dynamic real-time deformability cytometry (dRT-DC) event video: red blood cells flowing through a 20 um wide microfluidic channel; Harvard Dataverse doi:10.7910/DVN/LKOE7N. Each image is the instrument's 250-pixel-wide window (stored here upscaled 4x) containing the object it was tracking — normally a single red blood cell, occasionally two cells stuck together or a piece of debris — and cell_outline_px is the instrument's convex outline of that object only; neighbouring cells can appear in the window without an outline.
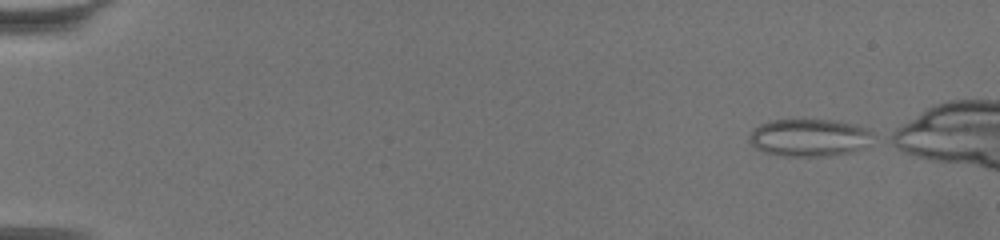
{"species": "common noctule bat (a hibernating species)", "species_latin": "Nyctalus noctula", "temperature_condition": "warm", "stored_images_in_passage": 54, "camera_frame_rate_fps": 3000, "um_per_image_px": 0.085, "animal": {"sex": "female", "body_mass_g": 19.5, "forearm_length_mm": 54.1}, "frame": {"image": 1, "passage_image": 1, "time_ms": 0.0, "image_size_px": [1000, 240], "cell_outline_px": [[876, 132], [864, 148], [852, 152], [828, 156], [780, 156], [760, 152], [748, 140], [748, 136], [760, 124], [772, 120], [832, 120], [852, 124], [868, 128]], "centroid_in_image_um": [68.8, 11.71], "position_along_channel_um": 16.2, "area_um2": 27.28}}
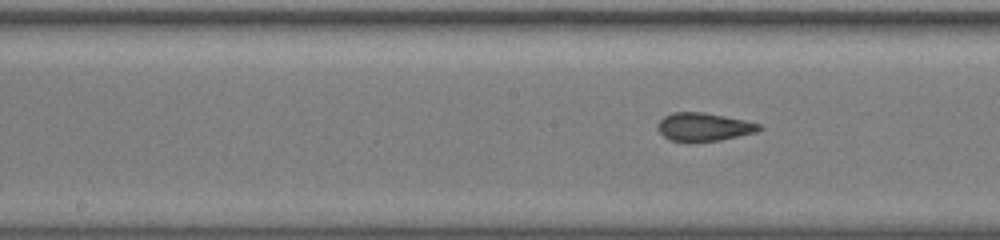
{"frame": {"image": 2, "passage_image": 29, "time_ms": 9.333, "image_size_px": [1000, 240], "cell_outline_px": [[764, 128], [756, 132], [720, 140], [692, 144], [672, 140], [664, 136], [656, 128], [656, 124], [664, 116], [672, 112], [704, 112], [744, 120], [760, 124]], "centroid_in_image_um": [59.79, 10.81], "position_along_channel_um": 188.4, "area_um2": 17.05}}
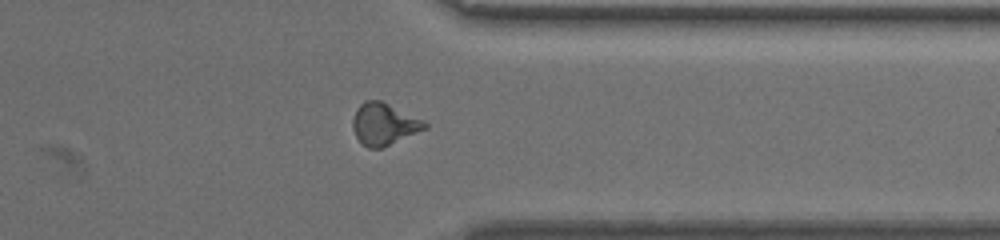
{"frame": {"image": 3, "passage_image": 46, "time_ms": 15.0, "image_size_px": [1000, 240], "cell_outline_px": [[428, 128], [380, 148], [368, 148], [356, 136], [352, 128], [352, 120], [356, 108], [364, 100], [380, 100], [424, 120], [428, 124]], "centroid_in_image_um": [32.63, 10.53], "position_along_channel_um": 378.8, "area_um2": 17.46}}